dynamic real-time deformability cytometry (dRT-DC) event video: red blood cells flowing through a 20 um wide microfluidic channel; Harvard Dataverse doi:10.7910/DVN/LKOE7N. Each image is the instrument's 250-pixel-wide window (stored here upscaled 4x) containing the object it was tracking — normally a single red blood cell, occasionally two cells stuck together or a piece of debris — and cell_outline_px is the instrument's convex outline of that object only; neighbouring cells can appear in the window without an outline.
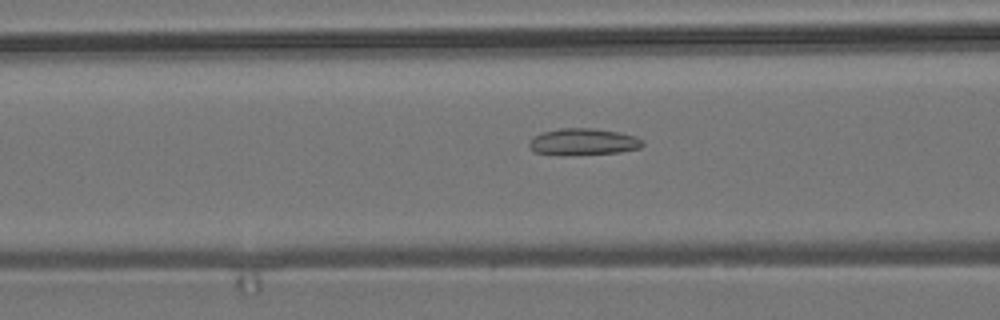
{"species": "common noctule bat (a hibernating species)", "species_latin": "Nyctalus noctula", "temperature_condition": "room temperature", "stored_images_in_passage": 6, "camera_frame_rate_fps": 3000, "um_per_image_px": 0.085, "animal": {"sex": "male", "body_mass_g": 19.2, "forearm_length_mm": 51.8}, "frame": {"image": 1, "passage_image": 6, "time_ms": 6.333, "image_size_px": [1000, 320], "cell_outline_px": [[644, 144], [640, 148], [620, 152], [564, 156], [560, 156], [532, 152], [528, 148], [528, 144], [532, 136], [544, 132], [560, 128], [592, 128], [620, 132], [636, 136], [644, 140]], "centroid_in_image_um": [49.54, 12.07], "position_along_channel_um": 117.1, "area_um2": 18.15}}